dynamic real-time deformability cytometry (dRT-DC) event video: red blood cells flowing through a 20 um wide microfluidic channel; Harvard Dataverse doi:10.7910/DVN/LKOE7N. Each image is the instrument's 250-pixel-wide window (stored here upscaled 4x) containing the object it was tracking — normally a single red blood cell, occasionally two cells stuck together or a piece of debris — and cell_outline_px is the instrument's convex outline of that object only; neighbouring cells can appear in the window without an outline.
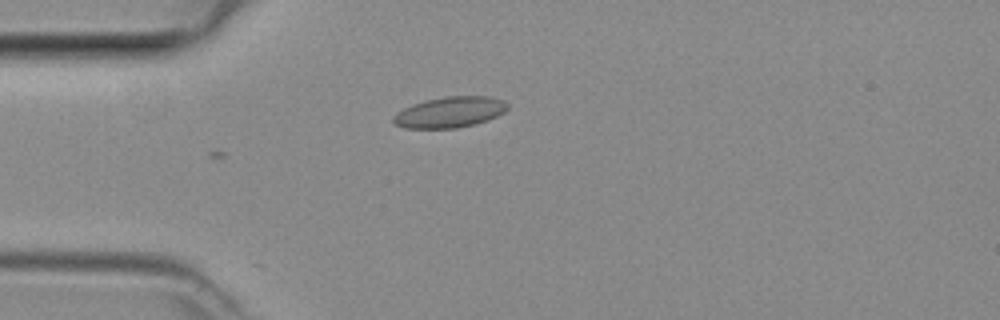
{"species": "common noctule bat (a hibernating species)", "species_latin": "Nyctalus noctula", "temperature_condition": "room temperature", "stored_images_in_passage": 3, "camera_frame_rate_fps": 3000, "um_per_image_px": 0.085, "animal": {"sex": "female", "body_mass_g": 29.2, "forearm_length_mm": 56.3}, "frame": {"image": 1, "passage_image": 2, "time_ms": 0.333, "image_size_px": [1000, 320], "cell_outline_px": [[508, 108], [504, 112], [488, 120], [456, 128], [404, 128], [396, 124], [392, 120], [392, 116], [396, 112], [412, 104], [444, 96], [488, 96], [500, 100], [508, 104]], "centroid_in_image_um": [38.2, 9.53], "position_along_channel_um": 46.8, "area_um2": 20.35}}